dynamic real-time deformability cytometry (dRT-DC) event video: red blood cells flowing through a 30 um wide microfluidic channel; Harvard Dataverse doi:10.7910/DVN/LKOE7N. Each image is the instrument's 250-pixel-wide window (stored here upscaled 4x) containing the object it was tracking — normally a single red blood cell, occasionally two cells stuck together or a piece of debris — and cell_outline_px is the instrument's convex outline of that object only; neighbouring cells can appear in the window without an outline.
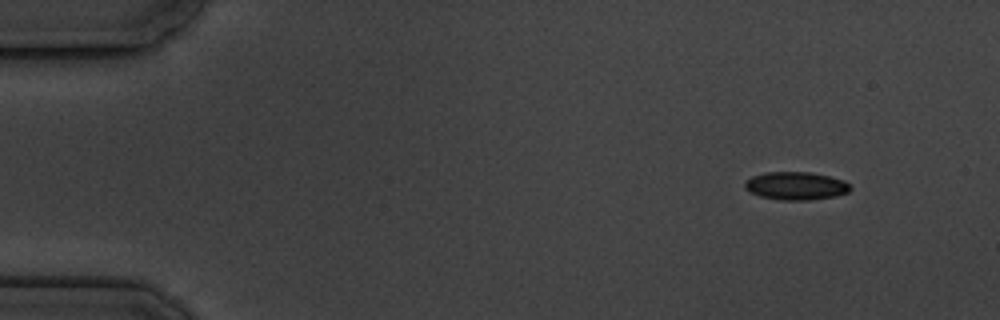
{"species": "common noctule bat (a hibernating species)", "species_latin": "Nyctalus noctula", "temperature_condition": "cold", "stored_images_in_passage": 4, "camera_frame_rate_fps": 3000, "um_per_image_px": 0.085, "animal": {"sex": "male", "body_mass_g": 19.5, "forearm_length_mm": 54.6}, "frame": {"image": 1, "passage_image": 1, "time_ms": 0.0, "image_size_px": [1000, 320], "cell_outline_px": [[852, 188], [848, 192], [836, 196], [808, 200], [780, 200], [760, 196], [748, 192], [744, 188], [744, 184], [752, 176], [764, 172], [808, 172], [828, 176], [844, 180]], "centroid_in_image_um": [67.63, 15.8], "position_along_channel_um": 17.4, "area_um2": 17.22}}
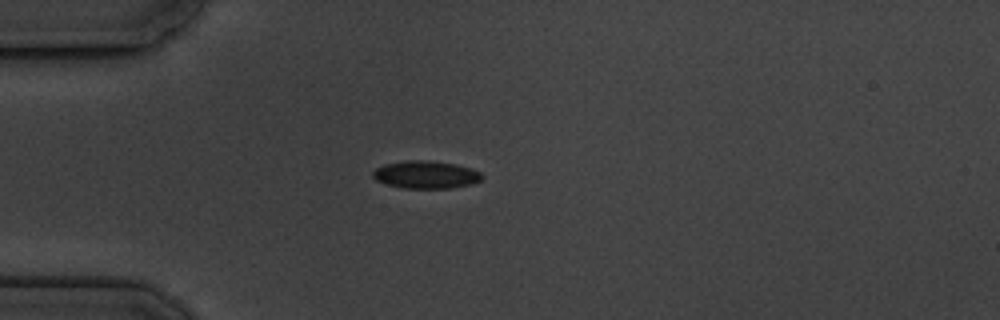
{"frame": {"image": 2, "passage_image": 4, "time_ms": 3.333, "image_size_px": [1000, 320], "cell_outline_px": [[484, 176], [480, 180], [472, 184], [452, 188], [404, 188], [388, 184], [376, 180], [372, 176], [372, 172], [376, 168], [384, 164], [408, 160], [428, 160], [456, 164], [480, 172]], "centroid_in_image_um": [36.2, 14.84], "position_along_channel_um": 48.8, "area_um2": 17.51}}